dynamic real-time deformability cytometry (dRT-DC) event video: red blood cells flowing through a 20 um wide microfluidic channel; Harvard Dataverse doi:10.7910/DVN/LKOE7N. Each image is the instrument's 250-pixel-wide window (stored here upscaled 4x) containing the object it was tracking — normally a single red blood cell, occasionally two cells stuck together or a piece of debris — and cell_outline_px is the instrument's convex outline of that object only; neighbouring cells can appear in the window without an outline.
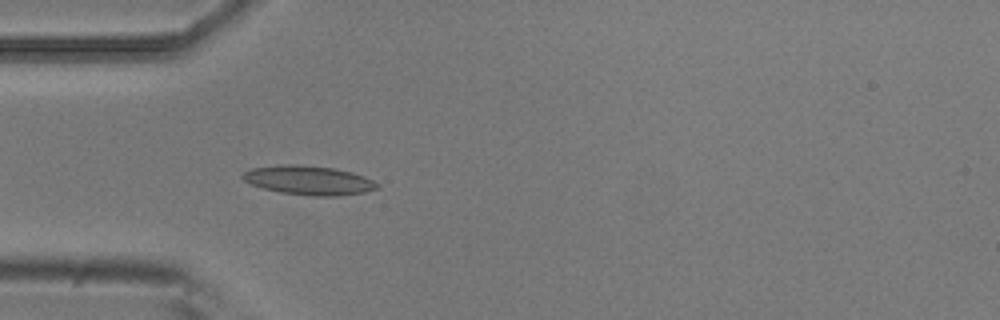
{"species": "common noctule bat (a hibernating species)", "species_latin": "Nyctalus noctula", "temperature_condition": "room temperature", "stored_images_in_passage": 5, "camera_frame_rate_fps": 3000, "um_per_image_px": 0.085, "animal": {"sex": "male", "body_mass_g": 20.5, "forearm_length_mm": 52.5}, "frame": {"image": 1, "passage_image": 5, "time_ms": 1.333, "image_size_px": [1000, 320], "cell_outline_px": [[380, 188], [364, 192], [340, 196], [312, 196], [280, 192], [264, 188], [252, 184], [244, 180], [240, 176], [244, 172], [252, 168], [280, 164], [300, 164], [332, 168], [352, 172], [364, 176], [380, 184]], "centroid_in_image_um": [26.26, 15.32], "position_along_channel_um": 58.7, "area_um2": 22.89}}